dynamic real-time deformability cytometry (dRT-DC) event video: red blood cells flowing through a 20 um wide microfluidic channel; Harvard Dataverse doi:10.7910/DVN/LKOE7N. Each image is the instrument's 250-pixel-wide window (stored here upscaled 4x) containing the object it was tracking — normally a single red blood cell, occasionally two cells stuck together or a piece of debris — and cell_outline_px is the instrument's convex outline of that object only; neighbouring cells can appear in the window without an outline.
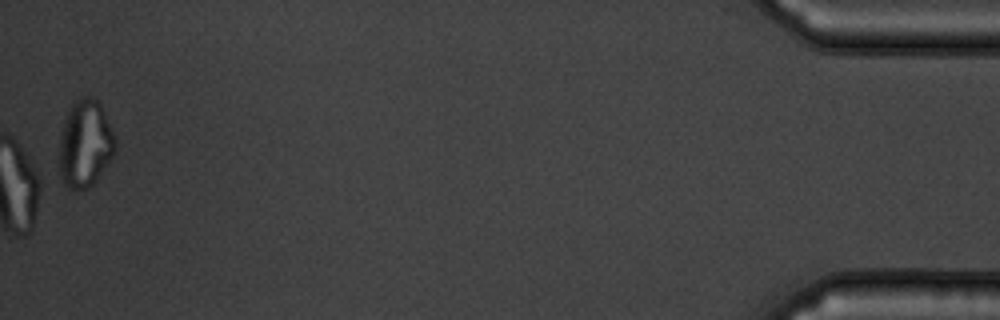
{"species": "common noctule bat (a hibernating species)", "species_latin": "Nyctalus noctula", "temperature_condition": "warm", "stored_images_in_passage": 50, "camera_frame_rate_fps": 3000, "um_per_image_px": 0.085, "animal": {"sex": "male", "body_mass_g": 19.5, "forearm_length_mm": 54.6}, "frame": {"image": 1, "passage_image": 50, "time_ms": 16.333, "image_size_px": [1000, 320], "cell_outline_px": [[116, 148], [112, 156], [96, 180], [88, 188], [72, 192], [56, 180], [56, 152], [64, 120], [72, 104], [80, 96], [92, 96], [100, 104], [112, 128], [116, 140]], "centroid_in_image_um": [7.14, 12.31], "position_along_channel_um": 428.1, "area_um2": 29.77}, "authors_computed_cell_mechanics": {"area_um2": 28.7266, "velocity_mm_per_s": 3.6839, "shape_relaxation_time_tau1_ms": null, "shape_relaxation_time_tau2_ms": 1.1506, "deformation_change_tau1": null, "deformation_change_tau2": 0.0784}}